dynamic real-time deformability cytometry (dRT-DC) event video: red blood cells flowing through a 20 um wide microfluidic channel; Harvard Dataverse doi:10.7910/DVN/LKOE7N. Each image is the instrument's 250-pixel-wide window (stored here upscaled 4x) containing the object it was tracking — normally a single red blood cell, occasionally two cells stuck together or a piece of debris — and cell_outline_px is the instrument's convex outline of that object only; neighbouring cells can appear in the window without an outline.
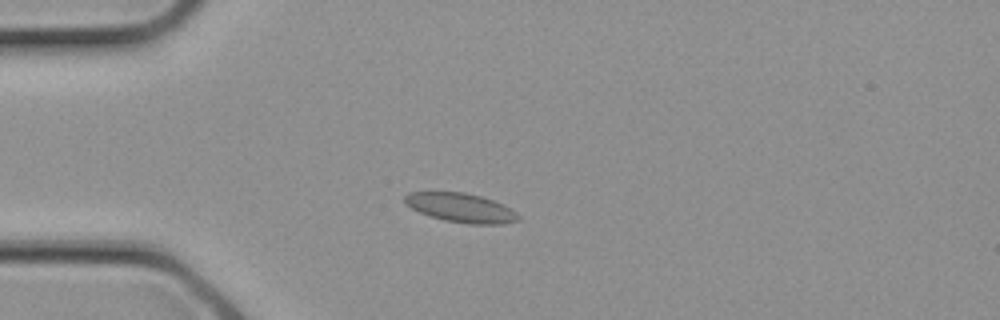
{"species": "common noctule bat (a hibernating species)", "species_latin": "Nyctalus noctula", "temperature_condition": "cold", "stored_images_in_passage": 2, "camera_frame_rate_fps": 3000, "um_per_image_px": 0.085, "animal": {"sex": "female", "body_mass_g": 21.9}, "frame": {"image": 1, "passage_image": 2, "time_ms": 0.333, "image_size_px": [1000, 320], "cell_outline_px": [[520, 220], [504, 224], [468, 224], [444, 220], [420, 212], [404, 204], [404, 196], [408, 192], [464, 192], [480, 196], [504, 204], [516, 212], [520, 216]], "centroid_in_image_um": [39.19, 17.66], "position_along_channel_um": 45.8, "area_um2": 19.31}}